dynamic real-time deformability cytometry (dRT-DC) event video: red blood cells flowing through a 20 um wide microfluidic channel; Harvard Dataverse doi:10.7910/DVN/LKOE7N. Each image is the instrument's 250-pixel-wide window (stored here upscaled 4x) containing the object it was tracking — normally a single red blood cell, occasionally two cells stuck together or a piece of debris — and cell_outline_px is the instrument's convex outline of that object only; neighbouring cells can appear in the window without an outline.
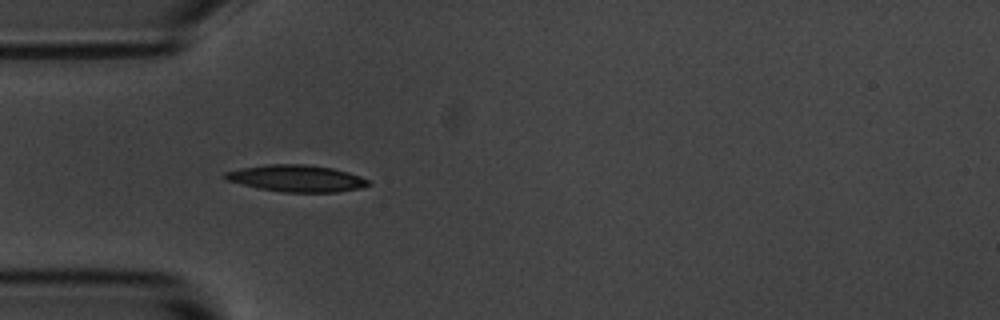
{"species": "common noctule bat (a hibernating species)", "species_latin": "Nyctalus noctula", "temperature_condition": "room temperature", "stored_images_in_passage": 40, "camera_frame_rate_fps": 3000, "um_per_image_px": 0.085, "animal": {"sex": "male", "body_mass_g": 20.1, "forearm_length_mm": 53.5}, "frame": {"image": 1, "passage_image": 1, "time_ms": 0.0, "image_size_px": [1000, 320], "cell_outline_px": [[372, 184], [360, 188], [336, 192], [284, 192], [260, 188], [228, 180], [220, 176], [224, 172], [240, 168], [268, 164], [304, 164], [332, 168], [348, 172], [360, 176], [368, 180]], "centroid_in_image_um": [25.21, 15.15], "position_along_channel_um": 59.8, "area_um2": 22.2}}
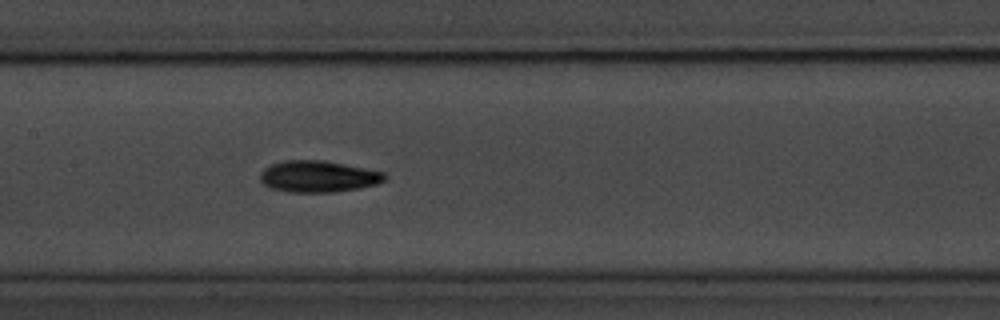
{"frame": {"image": 2, "passage_image": 11, "time_ms": 3.333, "image_size_px": [1000, 320], "cell_outline_px": [[388, 176], [384, 180], [376, 184], [360, 188], [332, 192], [292, 192], [272, 188], [264, 184], [260, 180], [260, 172], [264, 168], [272, 164], [284, 160], [324, 160], [384, 172]], "centroid_in_image_um": [27.05, 14.99], "position_along_channel_um": 180.4, "area_um2": 22.77}}
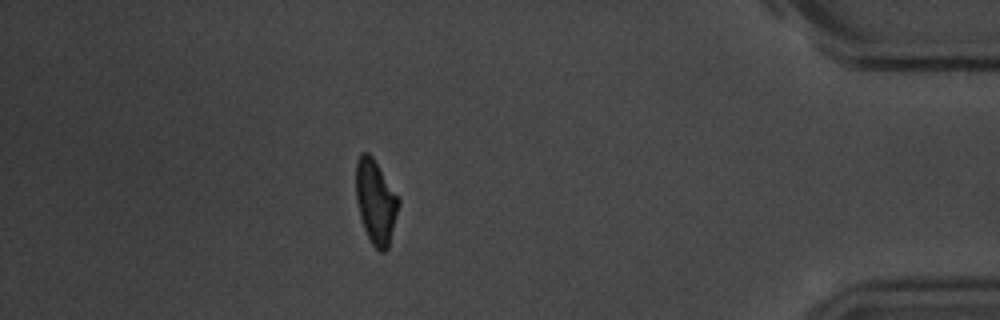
{"frame": {"image": 3, "passage_image": 33, "time_ms": 10.667, "image_size_px": [1000, 320], "cell_outline_px": [[400, 204], [388, 248], [384, 252], [380, 252], [372, 244], [364, 228], [360, 216], [356, 200], [356, 160], [360, 152], [368, 152], [372, 156], [400, 200]], "centroid_in_image_um": [31.92, 17.14], "position_along_channel_um": 403.3, "area_um2": 20.75}, "authors_computed_cell_mechanics": {"area_um2": 21.5883, "velocity_mm_per_s": 3.6605, "shape_relaxation_time_tau1_ms": 3.3932, "shape_relaxation_time_tau2_ms": 4.8784, "deformation_change_tau1": 0.135, "deformation_change_tau2": 0.1262}}